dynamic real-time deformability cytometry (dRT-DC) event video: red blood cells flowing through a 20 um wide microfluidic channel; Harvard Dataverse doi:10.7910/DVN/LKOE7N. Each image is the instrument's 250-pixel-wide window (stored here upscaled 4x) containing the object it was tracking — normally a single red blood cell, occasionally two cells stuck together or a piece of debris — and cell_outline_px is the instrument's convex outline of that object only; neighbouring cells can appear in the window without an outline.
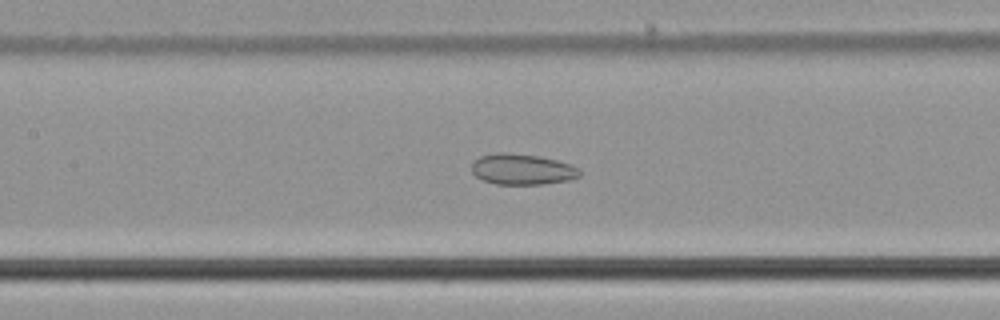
{"species": "common noctule bat (a hibernating species)", "species_latin": "Nyctalus noctula", "temperature_condition": "cold", "stored_images_in_passage": 57, "camera_frame_rate_fps": 3000, "um_per_image_px": 0.085, "animal": {"sex": "male", "body_mass_g": 21.5, "forearm_length_mm": 52.0}, "frame": {"image": 1, "passage_image": 27, "time_ms": 8.667, "image_size_px": [1000, 320], "cell_outline_px": [[580, 176], [568, 180], [544, 184], [496, 184], [484, 180], [476, 176], [472, 172], [472, 164], [480, 156], [496, 152], [504, 152], [536, 156], [556, 160], [572, 164], [580, 172]], "centroid_in_image_um": [44.38, 14.39], "position_along_channel_um": 163.0, "area_um2": 19.19}}
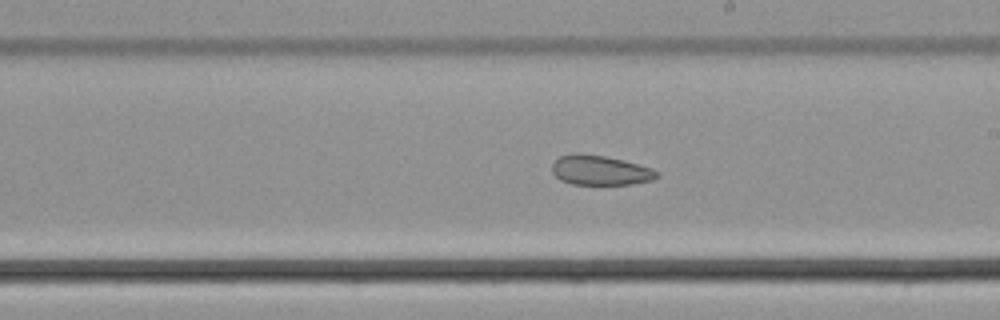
{"frame": {"image": 2, "passage_image": 33, "time_ms": 10.667, "image_size_px": [1000, 320], "cell_outline_px": [[660, 176], [652, 180], [632, 184], [572, 184], [560, 180], [552, 172], [552, 164], [560, 156], [576, 152], [580, 152], [604, 156], [624, 160], [652, 168], [660, 172]], "centroid_in_image_um": [51.03, 14.46], "position_along_channel_um": 238.0, "area_um2": 18.32}}
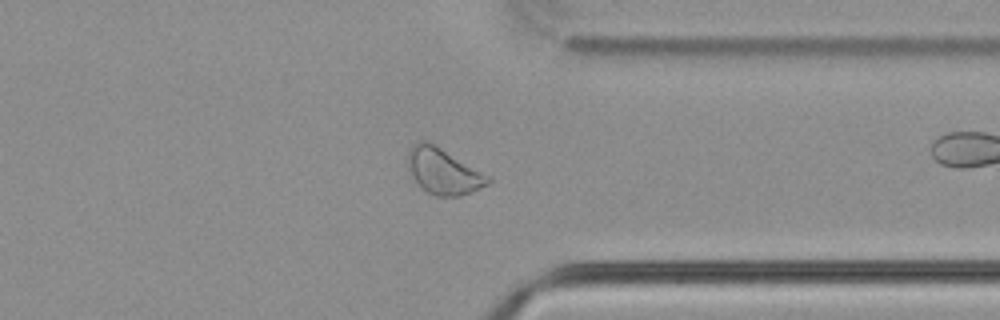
{"frame": {"image": 3, "passage_image": 44, "time_ms": 14.333, "image_size_px": [1000, 320], "cell_outline_px": [[492, 180], [488, 184], [472, 192], [460, 196], [436, 196], [420, 188], [412, 176], [408, 164], [408, 152], [412, 144], [416, 140], [424, 140], [440, 148], [492, 176]], "centroid_in_image_um": [37.7, 14.57], "position_along_channel_um": 373.7, "area_um2": 21.44}, "authors_computed_cell_mechanics": {"area_um2": 24.276, "velocity_mm_per_s": 3.7586, "shape_relaxation_time_tau1_ms": null, "shape_relaxation_time_tau2_ms": 11.3713, "deformation_change_tau1": null, "deformation_change_tau2": 0.2023}}